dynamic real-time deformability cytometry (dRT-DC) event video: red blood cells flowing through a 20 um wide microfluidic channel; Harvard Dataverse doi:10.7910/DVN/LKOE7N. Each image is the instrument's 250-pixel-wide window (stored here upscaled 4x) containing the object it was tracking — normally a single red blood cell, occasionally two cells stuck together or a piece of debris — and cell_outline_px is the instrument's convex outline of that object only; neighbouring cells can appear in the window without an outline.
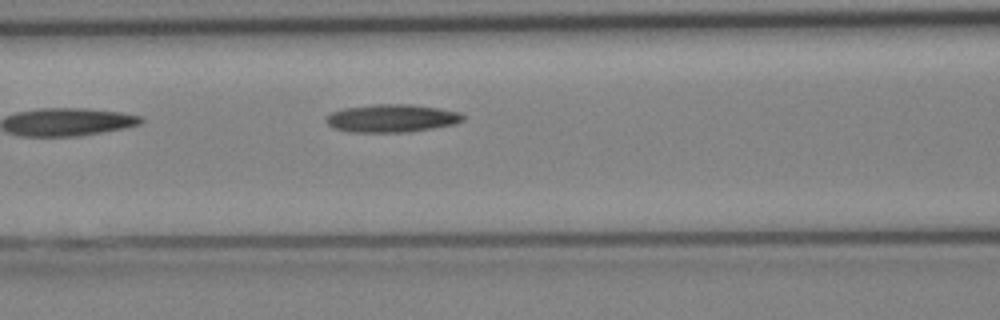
{"species": "Egyptian fruit bat (a non-hibernating species)", "species_latin": "Rousettus aegyptiacus", "temperature_condition": "cold", "stored_images_in_passage": 8, "camera_frame_rate_fps": 3000, "um_per_image_px": 0.085, "animal": {"sex": "female"}, "frame": {"image": 1, "passage_image": 8, "time_ms": 2.333, "image_size_px": [1000, 320], "cell_outline_px": [[464, 120], [456, 124], [408, 132], [348, 132], [332, 128], [324, 120], [332, 112], [344, 108], [376, 104], [412, 104], [460, 112], [464, 116]], "centroid_in_image_um": [33.29, 10.06], "position_along_channel_um": 133.3, "area_um2": 22.31}}